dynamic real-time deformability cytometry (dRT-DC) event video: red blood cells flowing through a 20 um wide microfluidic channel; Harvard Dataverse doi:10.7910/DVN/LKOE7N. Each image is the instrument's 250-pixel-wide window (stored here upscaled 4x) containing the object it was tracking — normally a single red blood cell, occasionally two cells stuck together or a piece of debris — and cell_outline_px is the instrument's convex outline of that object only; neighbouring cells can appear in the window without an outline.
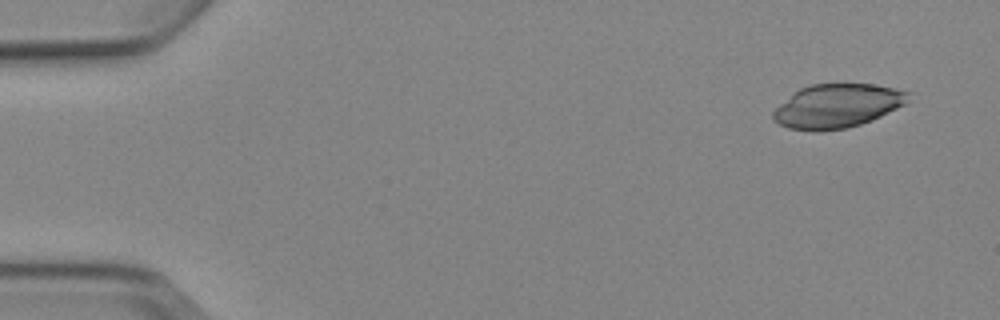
{"species": "Egyptian fruit bat (a non-hibernating species)", "species_latin": "Rousettus aegyptiacus", "temperature_condition": "cold", "stored_images_in_passage": 5, "camera_frame_rate_fps": 3000, "um_per_image_px": 0.085, "animal": {"sex": "female"}, "frame": {"image": 1, "passage_image": 1, "time_ms": 0.0, "image_size_px": [1000, 320], "cell_outline_px": [[912, 92], [908, 100], [904, 104], [872, 120], [848, 128], [820, 132], [812, 132], [788, 128], [772, 120], [772, 112], [780, 104], [800, 88], [812, 84], [872, 84], [896, 88]], "centroid_in_image_um": [71.16, 9.02], "position_along_channel_um": 13.8, "area_um2": 34.62}}